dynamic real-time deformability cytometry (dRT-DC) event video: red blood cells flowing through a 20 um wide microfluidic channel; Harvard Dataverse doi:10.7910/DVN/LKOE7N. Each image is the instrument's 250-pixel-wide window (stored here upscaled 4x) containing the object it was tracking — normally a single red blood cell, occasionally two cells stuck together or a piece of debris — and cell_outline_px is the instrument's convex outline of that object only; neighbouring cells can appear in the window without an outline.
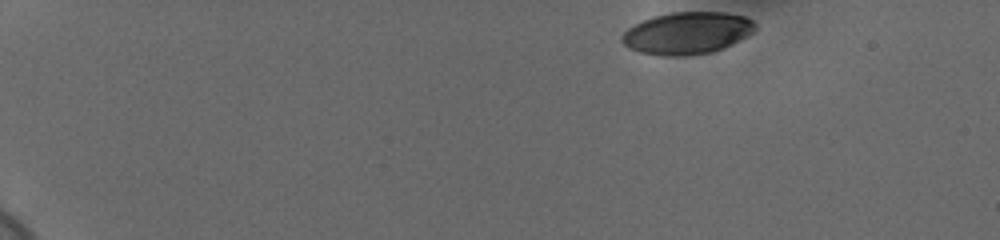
{"species": "human", "species_latin": "Homo sapiens", "temperature_condition": "cold", "stored_images_in_passage": 45, "camera_frame_rate_fps": 3000, "um_per_image_px": 0.085, "donor": {"sex": "female"}, "frame": {"image": 1, "passage_image": 1, "time_ms": 0.0, "image_size_px": [1000, 240], "cell_outline_px": [[756, 28], [748, 36], [724, 48], [712, 52], [684, 56], [664, 56], [640, 52], [628, 48], [620, 40], [620, 36], [632, 24], [656, 16], [672, 12], [724, 12], [744, 16], [752, 20], [756, 24]], "centroid_in_image_um": [58.4, 2.82], "position_along_channel_um": 26.6, "area_um2": 32.83}}
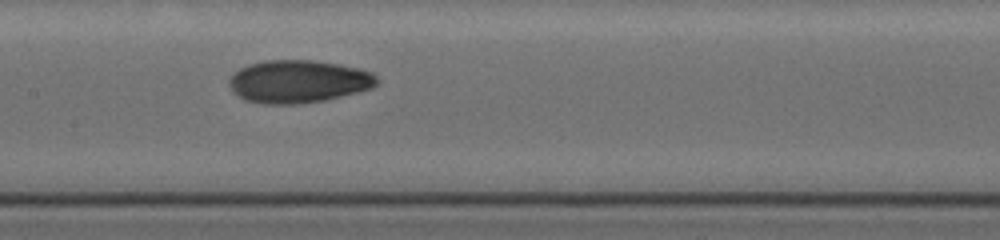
{"frame": {"image": 2, "passage_image": 24, "time_ms": 7.667, "image_size_px": [1000, 240], "cell_outline_px": [[376, 84], [372, 88], [324, 100], [296, 104], [264, 104], [244, 100], [232, 92], [228, 84], [228, 80], [240, 68], [248, 64], [264, 60], [312, 60], [340, 64], [360, 68], [372, 72], [376, 76]], "centroid_in_image_um": [25.33, 6.92], "position_along_channel_um": 182.1, "area_um2": 36.88}}
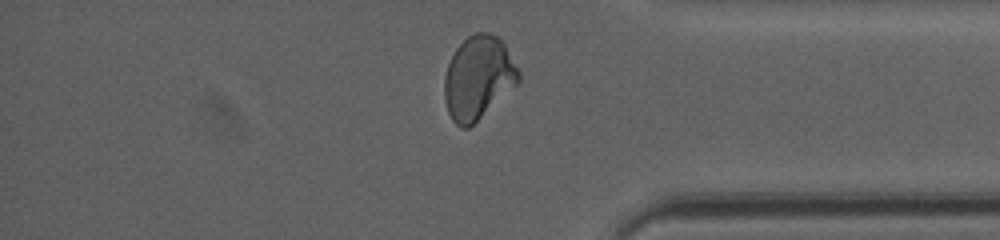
{"frame": {"image": 3, "passage_image": 42, "time_ms": 13.667, "image_size_px": [1000, 240], "cell_outline_px": [[520, 80], [516, 84], [468, 128], [460, 128], [452, 120], [448, 112], [444, 96], [444, 80], [448, 64], [456, 48], [468, 36], [476, 32], [488, 32], [496, 36], [504, 44], [520, 72]], "centroid_in_image_um": [40.63, 6.59], "position_along_channel_um": 394.6, "area_um2": 35.37}, "authors_computed_cell_mechanics": {"area_um2": 34.9112, "velocity_mm_per_s": 3.6729, "shape_relaxation_time_tau1_ms": 11.0862, "shape_relaxation_time_tau2_ms": 2.0975, "deformation_change_tau1": 0.2537, "deformation_change_tau2": 0.0653}}